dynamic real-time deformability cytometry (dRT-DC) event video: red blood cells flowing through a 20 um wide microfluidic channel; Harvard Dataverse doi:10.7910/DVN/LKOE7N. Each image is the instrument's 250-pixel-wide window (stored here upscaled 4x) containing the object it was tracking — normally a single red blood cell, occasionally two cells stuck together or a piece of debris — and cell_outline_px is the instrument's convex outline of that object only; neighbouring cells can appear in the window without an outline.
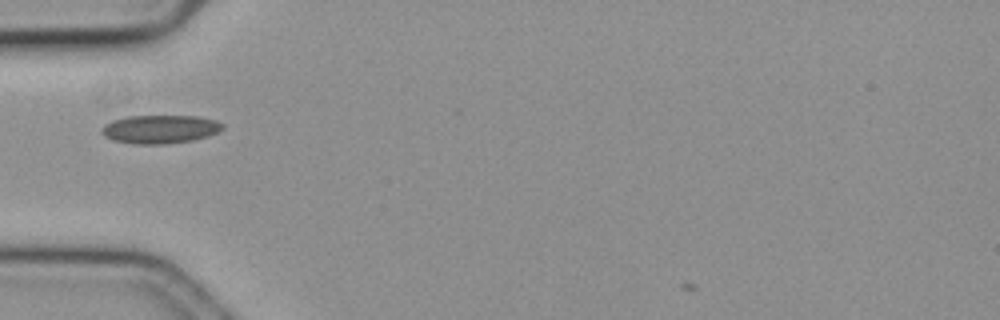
{"species": "common noctule bat (a hibernating species)", "species_latin": "Nyctalus noctula", "temperature_condition": "cold", "stored_images_in_passage": 37, "camera_frame_rate_fps": 3000, "um_per_image_px": 0.085, "animal": {"sex": "female", "body_mass_g": 19.3, "forearm_length_mm": 54.1}, "frame": {"image": 1, "passage_image": 2, "time_ms": 0.333, "image_size_px": [1000, 320], "cell_outline_px": [[224, 128], [208, 136], [192, 140], [164, 144], [136, 144], [112, 140], [104, 136], [100, 132], [100, 128], [104, 124], [112, 120], [128, 116], [196, 116], [216, 120], [224, 124]], "centroid_in_image_um": [13.57, 10.98], "position_along_channel_um": 71.4, "area_um2": 20.11}}
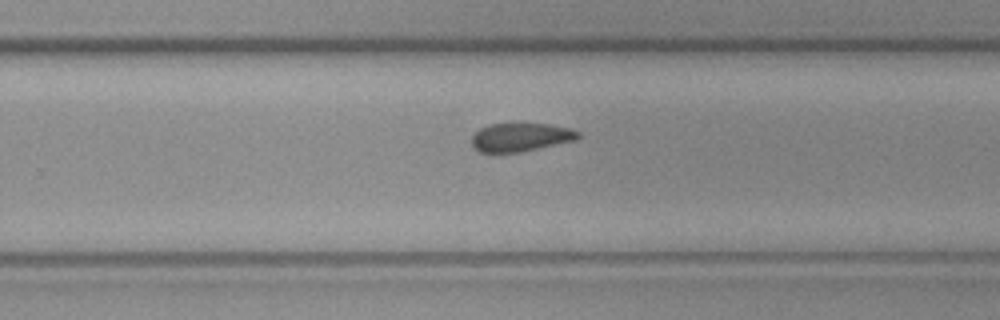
{"frame": {"image": 2, "passage_image": 20, "time_ms": 6.333, "image_size_px": [1000, 320], "cell_outline_px": [[580, 136], [576, 140], [520, 152], [480, 152], [472, 144], [472, 136], [480, 128], [488, 124], [512, 120], [548, 124], [572, 128], [580, 132]], "centroid_in_image_um": [44.27, 11.6], "position_along_channel_um": 285.5, "area_um2": 18.38}}
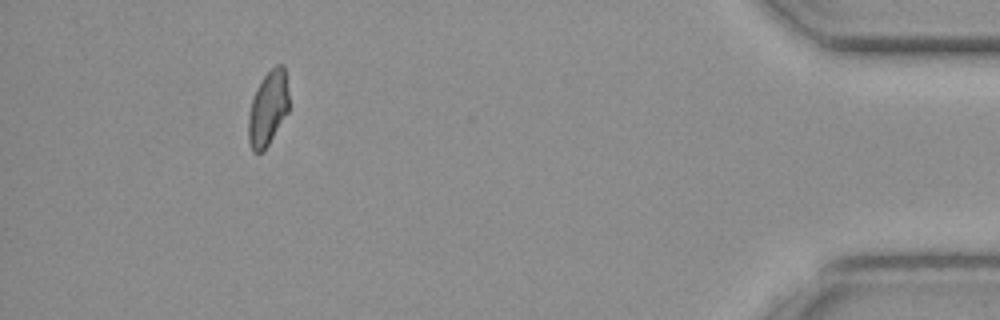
{"frame": {"image": 3, "passage_image": 36, "time_ms": 11.667, "image_size_px": [1000, 320], "cell_outline_px": [[288, 112], [268, 144], [260, 152], [252, 152], [248, 140], [248, 116], [252, 100], [256, 88], [264, 76], [276, 64], [284, 64], [288, 92]], "centroid_in_image_um": [22.77, 9.19], "position_along_channel_um": 412.4, "area_um2": 17.46}}